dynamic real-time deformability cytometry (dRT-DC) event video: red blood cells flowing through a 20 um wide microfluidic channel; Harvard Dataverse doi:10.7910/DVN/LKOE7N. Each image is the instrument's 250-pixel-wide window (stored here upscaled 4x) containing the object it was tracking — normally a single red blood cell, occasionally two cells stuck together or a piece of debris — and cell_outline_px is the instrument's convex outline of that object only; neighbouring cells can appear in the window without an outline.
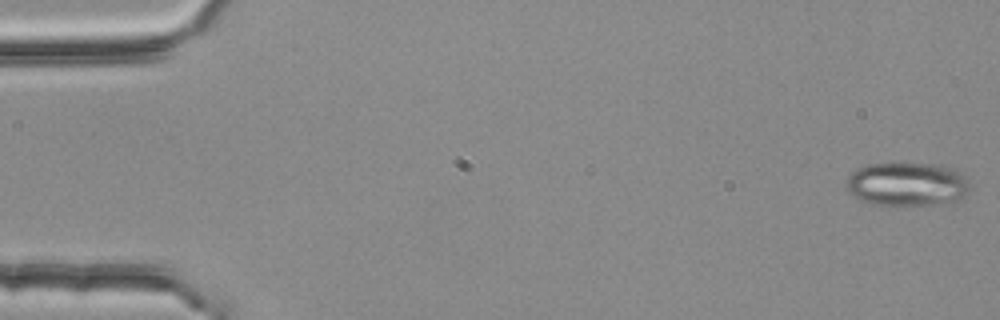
{"species": "common noctule bat (a hibernating species)", "species_latin": "Nyctalus noctula", "temperature_condition": "room temperature", "stored_images_in_passage": 5, "camera_frame_rate_fps": 3000, "um_per_image_px": 0.085, "animal": {"sex": "female", "body_mass_g": 25.1}, "frame": {"image": 1, "passage_image": 1, "time_ms": 0.0, "image_size_px": [1000, 320], "cell_outline_px": [[968, 192], [960, 200], [940, 204], [872, 204], [860, 200], [848, 192], [848, 176], [852, 172], [868, 164], [940, 164], [956, 168], [964, 176], [968, 188]], "centroid_in_image_um": [77.13, 15.65], "position_along_channel_um": 7.9, "area_um2": 31.1}}